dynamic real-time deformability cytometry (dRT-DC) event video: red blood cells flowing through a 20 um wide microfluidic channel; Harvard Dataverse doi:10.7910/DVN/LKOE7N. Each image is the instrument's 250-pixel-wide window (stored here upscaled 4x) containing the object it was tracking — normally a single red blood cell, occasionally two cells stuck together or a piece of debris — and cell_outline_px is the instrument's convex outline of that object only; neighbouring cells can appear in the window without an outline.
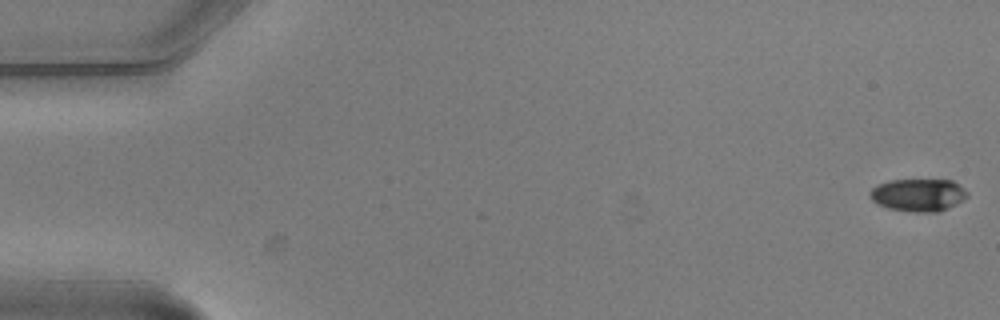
{"species": "common noctule bat (a hibernating species)", "species_latin": "Nyctalus noctula", "temperature_condition": "warm", "stored_images_in_passage": 8, "camera_frame_rate_fps": 3000, "um_per_image_px": 0.085, "animal": {"sex": "male", "body_mass_g": 20.5, "forearm_length_mm": 52.5}, "frame": {"image": 1, "passage_image": 1, "time_ms": 0.0, "image_size_px": [1000, 320], "cell_outline_px": [[968, 196], [964, 200], [948, 208], [936, 212], [916, 212], [888, 208], [876, 204], [868, 196], [868, 192], [876, 184], [888, 180], [952, 180], [964, 188], [968, 192]], "centroid_in_image_um": [78.03, 16.57], "position_along_channel_um": 7.0, "area_um2": 18.73}}
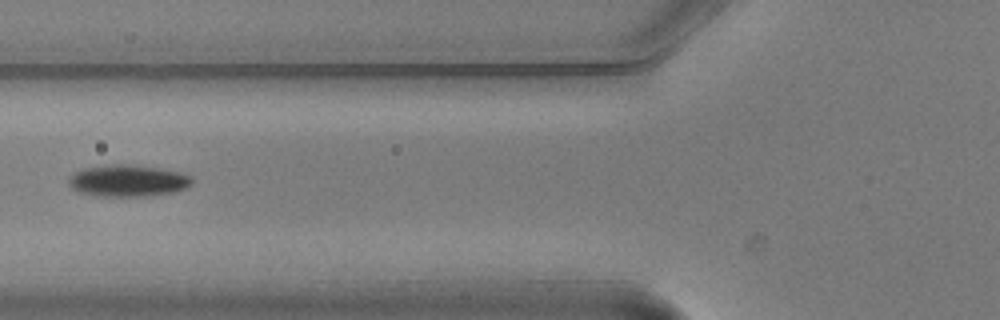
{"frame": {"image": 2, "passage_image": 7, "time_ms": 2.0, "image_size_px": [1000, 320], "cell_outline_px": [[192, 184], [188, 188], [172, 192], [148, 196], [92, 196], [80, 192], [72, 188], [68, 184], [68, 176], [84, 168], [116, 164], [124, 164], [156, 168], [176, 172], [192, 176]], "centroid_in_image_um": [10.84, 15.38], "position_along_channel_um": 115.0, "area_um2": 22.66}}
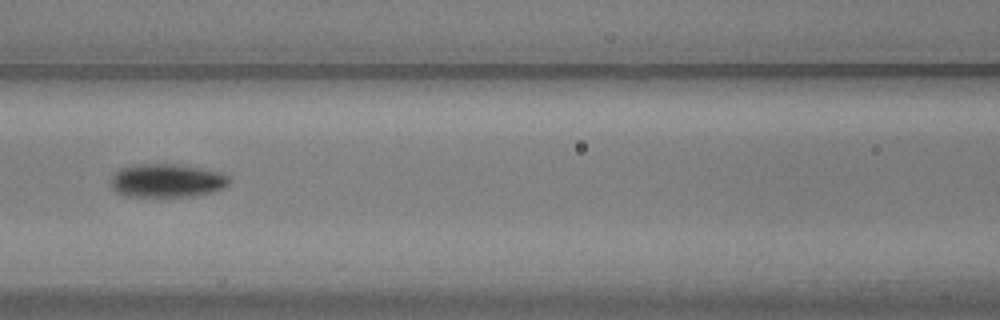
{"frame": {"image": 3, "passage_image": 8, "time_ms": 2.333, "image_size_px": [1000, 320], "cell_outline_px": [[232, 180], [224, 188], [212, 192], [192, 196], [128, 196], [116, 192], [112, 188], [112, 176], [120, 168], [144, 164], [176, 164], [220, 172], [228, 176]], "centroid_in_image_um": [14.22, 15.36], "position_along_channel_um": 152.4, "area_um2": 22.83}}